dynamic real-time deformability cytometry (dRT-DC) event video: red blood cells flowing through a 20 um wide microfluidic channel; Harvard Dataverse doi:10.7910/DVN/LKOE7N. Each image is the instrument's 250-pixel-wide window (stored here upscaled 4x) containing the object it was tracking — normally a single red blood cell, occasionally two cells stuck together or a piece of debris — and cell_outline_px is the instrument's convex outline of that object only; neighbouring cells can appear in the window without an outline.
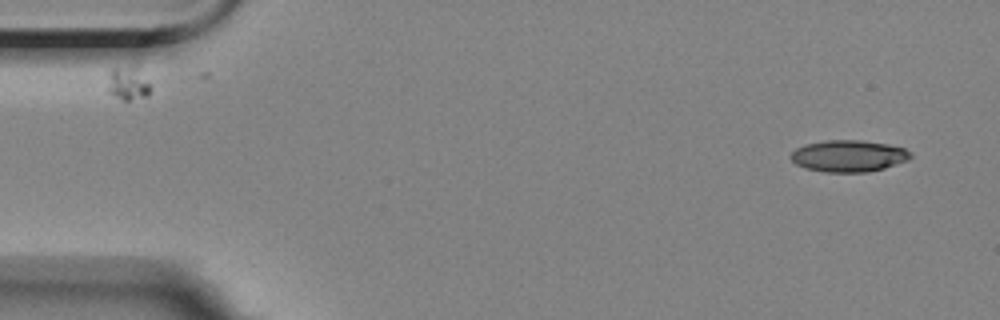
{"species": "Egyptian fruit bat (a non-hibernating species)", "species_latin": "Rousettus aegyptiacus", "temperature_condition": "room temperature", "stored_images_in_passage": 6, "segment_of_instrument_passage": [2, 2], "camera_frame_rate_fps": 3000, "um_per_image_px": 0.085, "animal": {"sex": "female"}, "frame": {"image": 1, "passage_image": 6, "time_ms": 6.0, "image_size_px": [1000, 320], "cell_outline_px": [[912, 156], [908, 160], [884, 168], [868, 172], [824, 172], [804, 168], [796, 164], [788, 156], [796, 148], [804, 144], [824, 140], [860, 140], [888, 144], [904, 148], [912, 152]], "centroid_in_image_um": [72.11, 13.25], "position_along_channel_um": 12.9, "area_um2": 22.31}}